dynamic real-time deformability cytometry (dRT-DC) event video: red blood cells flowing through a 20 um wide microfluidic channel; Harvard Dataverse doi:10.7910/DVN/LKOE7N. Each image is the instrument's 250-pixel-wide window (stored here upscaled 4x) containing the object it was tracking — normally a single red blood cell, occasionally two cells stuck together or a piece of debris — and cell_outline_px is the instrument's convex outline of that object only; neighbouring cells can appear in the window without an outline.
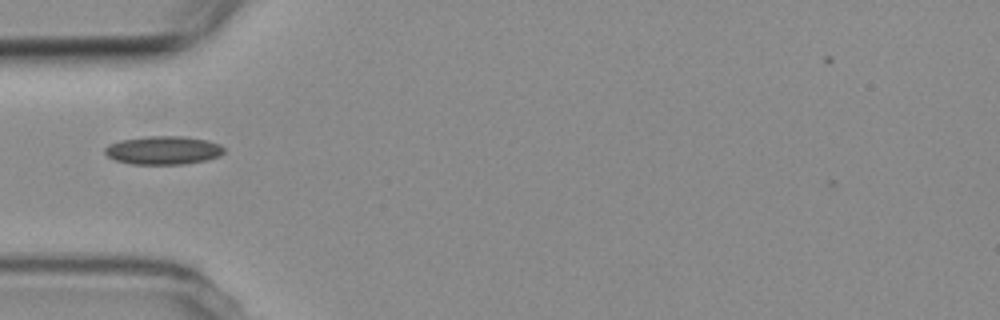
{"species": "common noctule bat (a hibernating species)", "species_latin": "Nyctalus noctula", "temperature_condition": "room temperature", "stored_images_in_passage": 40, "camera_frame_rate_fps": 3000, "um_per_image_px": 0.085, "animal": {"sex": "female", "body_mass_g": 19.3, "forearm_length_mm": 54.1}, "frame": {"image": 1, "passage_image": 2, "time_ms": 0.333, "image_size_px": [1000, 320], "cell_outline_px": [[224, 152], [220, 156], [208, 160], [184, 164], [132, 164], [116, 160], [108, 156], [104, 152], [104, 148], [108, 144], [120, 140], [144, 136], [184, 136], [204, 140], [220, 144], [224, 148]], "centroid_in_image_um": [13.87, 12.77], "position_along_channel_um": 71.1, "area_um2": 19.83}}
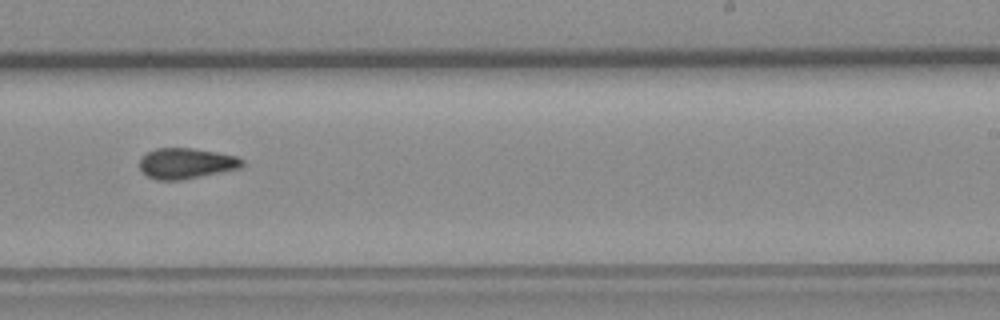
{"frame": {"image": 2, "passage_image": 18, "time_ms": 5.667, "image_size_px": [1000, 320], "cell_outline_px": [[244, 164], [240, 168], [180, 180], [156, 180], [148, 176], [140, 168], [140, 160], [148, 152], [156, 148], [192, 148], [216, 152], [236, 156], [244, 160]], "centroid_in_image_um": [15.84, 13.88], "position_along_channel_um": 273.2, "area_um2": 18.09}}
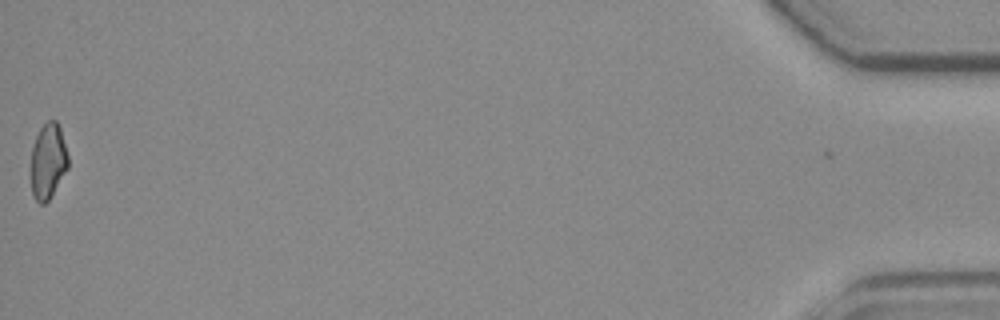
{"frame": {"image": 3, "passage_image": 39, "time_ms": 12.667, "image_size_px": [1000, 320], "cell_outline_px": [[68, 168], [48, 200], [44, 204], [40, 204], [36, 200], [32, 192], [32, 148], [36, 136], [40, 128], [48, 120], [56, 120], [60, 128], [68, 156]], "centroid_in_image_um": [4.09, 13.68], "position_along_channel_um": 431.1, "area_um2": 16.01}, "authors_computed_cell_mechanics": {"area_um2": 17.8602, "velocity_mm_per_s": 3.7763, "shape_relaxation_time_tau1_ms": null, "shape_relaxation_time_tau2_ms": 3.1126, "deformation_change_tau1": null, "deformation_change_tau2": 0.1017}}